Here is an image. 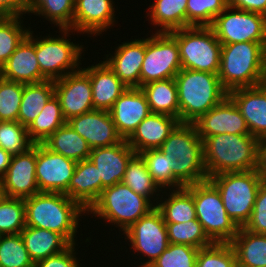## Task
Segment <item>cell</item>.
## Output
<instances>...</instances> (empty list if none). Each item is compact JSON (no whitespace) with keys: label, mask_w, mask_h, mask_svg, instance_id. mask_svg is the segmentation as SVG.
I'll list each match as a JSON object with an SVG mask.
<instances>
[{"label":"cell","mask_w":266,"mask_h":267,"mask_svg":"<svg viewBox=\"0 0 266 267\" xmlns=\"http://www.w3.org/2000/svg\"><path fill=\"white\" fill-rule=\"evenodd\" d=\"M24 202L26 226L56 232L70 244L76 243L78 218L87 213L76 201L64 193L38 192Z\"/></svg>","instance_id":"cell-1"},{"label":"cell","mask_w":266,"mask_h":267,"mask_svg":"<svg viewBox=\"0 0 266 267\" xmlns=\"http://www.w3.org/2000/svg\"><path fill=\"white\" fill-rule=\"evenodd\" d=\"M159 150L167 157L168 171L184 187L208 180L203 141L194 124L179 123Z\"/></svg>","instance_id":"cell-2"},{"label":"cell","mask_w":266,"mask_h":267,"mask_svg":"<svg viewBox=\"0 0 266 267\" xmlns=\"http://www.w3.org/2000/svg\"><path fill=\"white\" fill-rule=\"evenodd\" d=\"M174 79L180 123L193 124L228 96L215 73L182 68Z\"/></svg>","instance_id":"cell-3"},{"label":"cell","mask_w":266,"mask_h":267,"mask_svg":"<svg viewBox=\"0 0 266 267\" xmlns=\"http://www.w3.org/2000/svg\"><path fill=\"white\" fill-rule=\"evenodd\" d=\"M258 138L252 135L219 134L203 140L204 166L208 179L224 172L255 170Z\"/></svg>","instance_id":"cell-4"},{"label":"cell","mask_w":266,"mask_h":267,"mask_svg":"<svg viewBox=\"0 0 266 267\" xmlns=\"http://www.w3.org/2000/svg\"><path fill=\"white\" fill-rule=\"evenodd\" d=\"M265 55L266 43L222 44L218 72L222 86L229 92L236 88L262 84Z\"/></svg>","instance_id":"cell-5"},{"label":"cell","mask_w":266,"mask_h":267,"mask_svg":"<svg viewBox=\"0 0 266 267\" xmlns=\"http://www.w3.org/2000/svg\"><path fill=\"white\" fill-rule=\"evenodd\" d=\"M219 191L228 216L241 228L248 222L261 179L255 170L224 172L208 179Z\"/></svg>","instance_id":"cell-6"},{"label":"cell","mask_w":266,"mask_h":267,"mask_svg":"<svg viewBox=\"0 0 266 267\" xmlns=\"http://www.w3.org/2000/svg\"><path fill=\"white\" fill-rule=\"evenodd\" d=\"M155 207L148 198L120 182L104 188L87 212L116 224L124 232Z\"/></svg>","instance_id":"cell-7"},{"label":"cell","mask_w":266,"mask_h":267,"mask_svg":"<svg viewBox=\"0 0 266 267\" xmlns=\"http://www.w3.org/2000/svg\"><path fill=\"white\" fill-rule=\"evenodd\" d=\"M185 188L193 195L197 220L207 236L216 243H230L239 227L228 216L218 189L209 180Z\"/></svg>","instance_id":"cell-8"},{"label":"cell","mask_w":266,"mask_h":267,"mask_svg":"<svg viewBox=\"0 0 266 267\" xmlns=\"http://www.w3.org/2000/svg\"><path fill=\"white\" fill-rule=\"evenodd\" d=\"M169 33L177 40L183 69L218 74L222 44L210 26H191Z\"/></svg>","instance_id":"cell-9"},{"label":"cell","mask_w":266,"mask_h":267,"mask_svg":"<svg viewBox=\"0 0 266 267\" xmlns=\"http://www.w3.org/2000/svg\"><path fill=\"white\" fill-rule=\"evenodd\" d=\"M181 69L179 46L170 33L156 32L145 39L140 87L153 81L175 78Z\"/></svg>","instance_id":"cell-10"},{"label":"cell","mask_w":266,"mask_h":267,"mask_svg":"<svg viewBox=\"0 0 266 267\" xmlns=\"http://www.w3.org/2000/svg\"><path fill=\"white\" fill-rule=\"evenodd\" d=\"M60 31L64 33L61 37L52 38L49 35L44 39L36 38V57L41 74L47 80L55 81L80 70L81 60L79 59H81L83 46L67 39L71 29H60Z\"/></svg>","instance_id":"cell-11"},{"label":"cell","mask_w":266,"mask_h":267,"mask_svg":"<svg viewBox=\"0 0 266 267\" xmlns=\"http://www.w3.org/2000/svg\"><path fill=\"white\" fill-rule=\"evenodd\" d=\"M210 27L221 44L266 43V16L259 13L228 6Z\"/></svg>","instance_id":"cell-12"},{"label":"cell","mask_w":266,"mask_h":267,"mask_svg":"<svg viewBox=\"0 0 266 267\" xmlns=\"http://www.w3.org/2000/svg\"><path fill=\"white\" fill-rule=\"evenodd\" d=\"M124 235L134 252L148 257L139 267H149L169 245L166 224L156 207L125 230Z\"/></svg>","instance_id":"cell-13"},{"label":"cell","mask_w":266,"mask_h":267,"mask_svg":"<svg viewBox=\"0 0 266 267\" xmlns=\"http://www.w3.org/2000/svg\"><path fill=\"white\" fill-rule=\"evenodd\" d=\"M76 163L38 143L36 180L39 192H57L68 196V186Z\"/></svg>","instance_id":"cell-14"},{"label":"cell","mask_w":266,"mask_h":267,"mask_svg":"<svg viewBox=\"0 0 266 267\" xmlns=\"http://www.w3.org/2000/svg\"><path fill=\"white\" fill-rule=\"evenodd\" d=\"M36 157L37 144L24 153L12 155L8 170L0 179L4 196L25 199L39 192Z\"/></svg>","instance_id":"cell-15"},{"label":"cell","mask_w":266,"mask_h":267,"mask_svg":"<svg viewBox=\"0 0 266 267\" xmlns=\"http://www.w3.org/2000/svg\"><path fill=\"white\" fill-rule=\"evenodd\" d=\"M54 87L66 121L94 110L90 78L82 68L55 80Z\"/></svg>","instance_id":"cell-16"},{"label":"cell","mask_w":266,"mask_h":267,"mask_svg":"<svg viewBox=\"0 0 266 267\" xmlns=\"http://www.w3.org/2000/svg\"><path fill=\"white\" fill-rule=\"evenodd\" d=\"M202 141L213 135H251L246 120L234 101L227 96L193 123Z\"/></svg>","instance_id":"cell-17"},{"label":"cell","mask_w":266,"mask_h":267,"mask_svg":"<svg viewBox=\"0 0 266 267\" xmlns=\"http://www.w3.org/2000/svg\"><path fill=\"white\" fill-rule=\"evenodd\" d=\"M66 122L86 140L91 149L110 147L123 140L109 111L92 110L72 117Z\"/></svg>","instance_id":"cell-18"},{"label":"cell","mask_w":266,"mask_h":267,"mask_svg":"<svg viewBox=\"0 0 266 267\" xmlns=\"http://www.w3.org/2000/svg\"><path fill=\"white\" fill-rule=\"evenodd\" d=\"M32 34L33 31L30 29L28 35L0 68V76L3 79L23 84L47 80L39 68L36 57V39Z\"/></svg>","instance_id":"cell-19"},{"label":"cell","mask_w":266,"mask_h":267,"mask_svg":"<svg viewBox=\"0 0 266 267\" xmlns=\"http://www.w3.org/2000/svg\"><path fill=\"white\" fill-rule=\"evenodd\" d=\"M118 134L127 139L151 113L145 94L139 87H128L109 111Z\"/></svg>","instance_id":"cell-20"},{"label":"cell","mask_w":266,"mask_h":267,"mask_svg":"<svg viewBox=\"0 0 266 267\" xmlns=\"http://www.w3.org/2000/svg\"><path fill=\"white\" fill-rule=\"evenodd\" d=\"M135 154L126 139L110 147L91 150L89 160L98 169L99 178H101V192L106 187L122 182L127 163Z\"/></svg>","instance_id":"cell-21"},{"label":"cell","mask_w":266,"mask_h":267,"mask_svg":"<svg viewBox=\"0 0 266 267\" xmlns=\"http://www.w3.org/2000/svg\"><path fill=\"white\" fill-rule=\"evenodd\" d=\"M228 96L246 120L250 134L256 138L266 136V86L236 88Z\"/></svg>","instance_id":"cell-22"},{"label":"cell","mask_w":266,"mask_h":267,"mask_svg":"<svg viewBox=\"0 0 266 267\" xmlns=\"http://www.w3.org/2000/svg\"><path fill=\"white\" fill-rule=\"evenodd\" d=\"M113 0H75L73 30L96 36L114 25Z\"/></svg>","instance_id":"cell-23"},{"label":"cell","mask_w":266,"mask_h":267,"mask_svg":"<svg viewBox=\"0 0 266 267\" xmlns=\"http://www.w3.org/2000/svg\"><path fill=\"white\" fill-rule=\"evenodd\" d=\"M179 123V120L173 116L150 113L126 139V142L136 154L148 149H159Z\"/></svg>","instance_id":"cell-24"},{"label":"cell","mask_w":266,"mask_h":267,"mask_svg":"<svg viewBox=\"0 0 266 267\" xmlns=\"http://www.w3.org/2000/svg\"><path fill=\"white\" fill-rule=\"evenodd\" d=\"M104 61L114 74L128 87L140 88V71L145 56V39L120 44L114 56ZM109 57V58H108Z\"/></svg>","instance_id":"cell-25"},{"label":"cell","mask_w":266,"mask_h":267,"mask_svg":"<svg viewBox=\"0 0 266 267\" xmlns=\"http://www.w3.org/2000/svg\"><path fill=\"white\" fill-rule=\"evenodd\" d=\"M90 78L94 110L110 111L128 88L104 62L82 69Z\"/></svg>","instance_id":"cell-26"},{"label":"cell","mask_w":266,"mask_h":267,"mask_svg":"<svg viewBox=\"0 0 266 267\" xmlns=\"http://www.w3.org/2000/svg\"><path fill=\"white\" fill-rule=\"evenodd\" d=\"M97 170L89 159L77 162L68 186V197L86 212L101 194V178Z\"/></svg>","instance_id":"cell-27"},{"label":"cell","mask_w":266,"mask_h":267,"mask_svg":"<svg viewBox=\"0 0 266 267\" xmlns=\"http://www.w3.org/2000/svg\"><path fill=\"white\" fill-rule=\"evenodd\" d=\"M20 235L34 263L58 254L71 245L62 235L43 228L26 226Z\"/></svg>","instance_id":"cell-28"},{"label":"cell","mask_w":266,"mask_h":267,"mask_svg":"<svg viewBox=\"0 0 266 267\" xmlns=\"http://www.w3.org/2000/svg\"><path fill=\"white\" fill-rule=\"evenodd\" d=\"M230 244L237 267L266 266V234H255L241 227Z\"/></svg>","instance_id":"cell-29"},{"label":"cell","mask_w":266,"mask_h":267,"mask_svg":"<svg viewBox=\"0 0 266 267\" xmlns=\"http://www.w3.org/2000/svg\"><path fill=\"white\" fill-rule=\"evenodd\" d=\"M52 152L63 155L76 162L89 159L91 147L66 122L50 135L43 143Z\"/></svg>","instance_id":"cell-30"},{"label":"cell","mask_w":266,"mask_h":267,"mask_svg":"<svg viewBox=\"0 0 266 267\" xmlns=\"http://www.w3.org/2000/svg\"><path fill=\"white\" fill-rule=\"evenodd\" d=\"M151 113L173 116L179 120L177 85L174 78L153 81L140 87Z\"/></svg>","instance_id":"cell-31"},{"label":"cell","mask_w":266,"mask_h":267,"mask_svg":"<svg viewBox=\"0 0 266 267\" xmlns=\"http://www.w3.org/2000/svg\"><path fill=\"white\" fill-rule=\"evenodd\" d=\"M54 94L53 80L24 84L18 122L28 128Z\"/></svg>","instance_id":"cell-32"},{"label":"cell","mask_w":266,"mask_h":267,"mask_svg":"<svg viewBox=\"0 0 266 267\" xmlns=\"http://www.w3.org/2000/svg\"><path fill=\"white\" fill-rule=\"evenodd\" d=\"M188 0H154L147 13L151 24L160 26L156 32L169 33L186 28V7Z\"/></svg>","instance_id":"cell-33"},{"label":"cell","mask_w":266,"mask_h":267,"mask_svg":"<svg viewBox=\"0 0 266 267\" xmlns=\"http://www.w3.org/2000/svg\"><path fill=\"white\" fill-rule=\"evenodd\" d=\"M173 191V192H172ZM168 199L156 201L155 206L162 214L165 223L188 222L197 219L193 195L184 187L172 190ZM161 202V203H160Z\"/></svg>","instance_id":"cell-34"},{"label":"cell","mask_w":266,"mask_h":267,"mask_svg":"<svg viewBox=\"0 0 266 267\" xmlns=\"http://www.w3.org/2000/svg\"><path fill=\"white\" fill-rule=\"evenodd\" d=\"M75 0H26V13L44 16L59 29L73 30Z\"/></svg>","instance_id":"cell-35"},{"label":"cell","mask_w":266,"mask_h":267,"mask_svg":"<svg viewBox=\"0 0 266 267\" xmlns=\"http://www.w3.org/2000/svg\"><path fill=\"white\" fill-rule=\"evenodd\" d=\"M66 123L61 106L55 94L47 101L44 108L27 128L29 139L34 143H43L58 128Z\"/></svg>","instance_id":"cell-36"},{"label":"cell","mask_w":266,"mask_h":267,"mask_svg":"<svg viewBox=\"0 0 266 267\" xmlns=\"http://www.w3.org/2000/svg\"><path fill=\"white\" fill-rule=\"evenodd\" d=\"M122 183L129 186L135 193L148 198L151 202L152 195L162 191L152 179L139 154H135L127 163Z\"/></svg>","instance_id":"cell-37"},{"label":"cell","mask_w":266,"mask_h":267,"mask_svg":"<svg viewBox=\"0 0 266 267\" xmlns=\"http://www.w3.org/2000/svg\"><path fill=\"white\" fill-rule=\"evenodd\" d=\"M169 243L204 248L214 242L205 233L202 224L197 220L180 223H165Z\"/></svg>","instance_id":"cell-38"},{"label":"cell","mask_w":266,"mask_h":267,"mask_svg":"<svg viewBox=\"0 0 266 267\" xmlns=\"http://www.w3.org/2000/svg\"><path fill=\"white\" fill-rule=\"evenodd\" d=\"M228 7V0H188L186 28L211 26L214 19Z\"/></svg>","instance_id":"cell-39"},{"label":"cell","mask_w":266,"mask_h":267,"mask_svg":"<svg viewBox=\"0 0 266 267\" xmlns=\"http://www.w3.org/2000/svg\"><path fill=\"white\" fill-rule=\"evenodd\" d=\"M20 19V16L0 17V68L29 33V29L21 26Z\"/></svg>","instance_id":"cell-40"},{"label":"cell","mask_w":266,"mask_h":267,"mask_svg":"<svg viewBox=\"0 0 266 267\" xmlns=\"http://www.w3.org/2000/svg\"><path fill=\"white\" fill-rule=\"evenodd\" d=\"M25 227L24 199L3 196L0 200V235L20 234Z\"/></svg>","instance_id":"cell-41"},{"label":"cell","mask_w":266,"mask_h":267,"mask_svg":"<svg viewBox=\"0 0 266 267\" xmlns=\"http://www.w3.org/2000/svg\"><path fill=\"white\" fill-rule=\"evenodd\" d=\"M139 155L144 160L147 170L154 182L162 190L166 187L175 189L184 188V186L173 176L172 171H168V162L165 154L159 149H148ZM164 187V188H163Z\"/></svg>","instance_id":"cell-42"},{"label":"cell","mask_w":266,"mask_h":267,"mask_svg":"<svg viewBox=\"0 0 266 267\" xmlns=\"http://www.w3.org/2000/svg\"><path fill=\"white\" fill-rule=\"evenodd\" d=\"M0 267H34L20 234L0 235Z\"/></svg>","instance_id":"cell-43"},{"label":"cell","mask_w":266,"mask_h":267,"mask_svg":"<svg viewBox=\"0 0 266 267\" xmlns=\"http://www.w3.org/2000/svg\"><path fill=\"white\" fill-rule=\"evenodd\" d=\"M33 144L27 127L18 121H0V148L11 155H17L26 152Z\"/></svg>","instance_id":"cell-44"},{"label":"cell","mask_w":266,"mask_h":267,"mask_svg":"<svg viewBox=\"0 0 266 267\" xmlns=\"http://www.w3.org/2000/svg\"><path fill=\"white\" fill-rule=\"evenodd\" d=\"M23 83L0 77V121H18Z\"/></svg>","instance_id":"cell-45"},{"label":"cell","mask_w":266,"mask_h":267,"mask_svg":"<svg viewBox=\"0 0 266 267\" xmlns=\"http://www.w3.org/2000/svg\"><path fill=\"white\" fill-rule=\"evenodd\" d=\"M196 267H237L236 255L230 243H216L200 248Z\"/></svg>","instance_id":"cell-46"},{"label":"cell","mask_w":266,"mask_h":267,"mask_svg":"<svg viewBox=\"0 0 266 267\" xmlns=\"http://www.w3.org/2000/svg\"><path fill=\"white\" fill-rule=\"evenodd\" d=\"M199 248L169 243L149 267H196Z\"/></svg>","instance_id":"cell-47"},{"label":"cell","mask_w":266,"mask_h":267,"mask_svg":"<svg viewBox=\"0 0 266 267\" xmlns=\"http://www.w3.org/2000/svg\"><path fill=\"white\" fill-rule=\"evenodd\" d=\"M255 234H266V183L261 182L257 192L253 211L243 227Z\"/></svg>","instance_id":"cell-48"},{"label":"cell","mask_w":266,"mask_h":267,"mask_svg":"<svg viewBox=\"0 0 266 267\" xmlns=\"http://www.w3.org/2000/svg\"><path fill=\"white\" fill-rule=\"evenodd\" d=\"M74 249L75 244H71L66 250L35 262L34 267H80Z\"/></svg>","instance_id":"cell-49"},{"label":"cell","mask_w":266,"mask_h":267,"mask_svg":"<svg viewBox=\"0 0 266 267\" xmlns=\"http://www.w3.org/2000/svg\"><path fill=\"white\" fill-rule=\"evenodd\" d=\"M228 6L266 16V0H228Z\"/></svg>","instance_id":"cell-50"},{"label":"cell","mask_w":266,"mask_h":267,"mask_svg":"<svg viewBox=\"0 0 266 267\" xmlns=\"http://www.w3.org/2000/svg\"><path fill=\"white\" fill-rule=\"evenodd\" d=\"M26 14V0H0V17Z\"/></svg>","instance_id":"cell-51"},{"label":"cell","mask_w":266,"mask_h":267,"mask_svg":"<svg viewBox=\"0 0 266 267\" xmlns=\"http://www.w3.org/2000/svg\"><path fill=\"white\" fill-rule=\"evenodd\" d=\"M256 171L261 181L266 183V136L258 138Z\"/></svg>","instance_id":"cell-52"},{"label":"cell","mask_w":266,"mask_h":267,"mask_svg":"<svg viewBox=\"0 0 266 267\" xmlns=\"http://www.w3.org/2000/svg\"><path fill=\"white\" fill-rule=\"evenodd\" d=\"M12 155L0 148V179L8 170Z\"/></svg>","instance_id":"cell-53"},{"label":"cell","mask_w":266,"mask_h":267,"mask_svg":"<svg viewBox=\"0 0 266 267\" xmlns=\"http://www.w3.org/2000/svg\"><path fill=\"white\" fill-rule=\"evenodd\" d=\"M262 84L266 86V55H265L264 75Z\"/></svg>","instance_id":"cell-54"},{"label":"cell","mask_w":266,"mask_h":267,"mask_svg":"<svg viewBox=\"0 0 266 267\" xmlns=\"http://www.w3.org/2000/svg\"><path fill=\"white\" fill-rule=\"evenodd\" d=\"M3 196H4V193L2 191L1 184H0V200L2 199Z\"/></svg>","instance_id":"cell-55"}]
</instances>
